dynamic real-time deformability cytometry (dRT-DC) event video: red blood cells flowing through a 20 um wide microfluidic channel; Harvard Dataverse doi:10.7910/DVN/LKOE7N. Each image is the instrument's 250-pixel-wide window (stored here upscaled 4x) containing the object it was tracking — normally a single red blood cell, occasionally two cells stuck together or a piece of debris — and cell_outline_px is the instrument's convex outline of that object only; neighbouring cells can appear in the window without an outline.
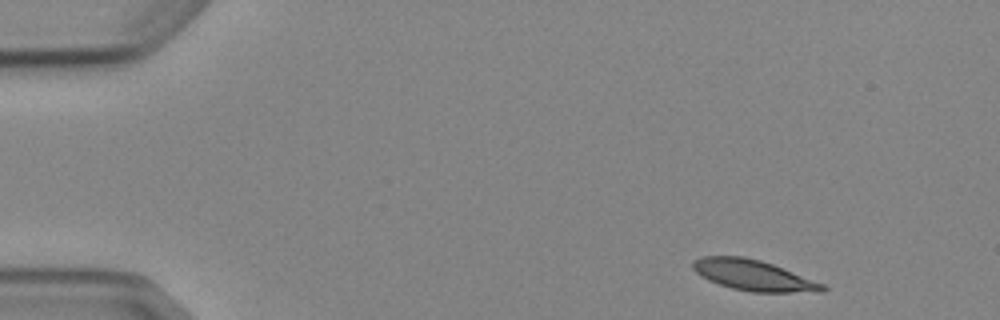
{"species": "Egyptian fruit bat (a non-hibernating species)", "species_latin": "Rousettus aegyptiacus", "temperature_condition": "cold", "stored_images_in_passage": 3, "camera_frame_rate_fps": 3000, "um_per_image_px": 0.085, "animal": {"sex": "female"}, "frame": {"image": 1, "passage_image": 1, "time_ms": 0.0, "image_size_px": [1000, 320], "cell_outline_px": [[828, 288], [824, 292], [752, 292], [732, 288], [708, 280], [700, 276], [692, 268], [692, 260], [700, 256], [744, 256], [760, 260], [772, 264], [824, 284]], "centroid_in_image_um": [64.01, 23.39], "position_along_channel_um": 21.0, "area_um2": 23.18}}